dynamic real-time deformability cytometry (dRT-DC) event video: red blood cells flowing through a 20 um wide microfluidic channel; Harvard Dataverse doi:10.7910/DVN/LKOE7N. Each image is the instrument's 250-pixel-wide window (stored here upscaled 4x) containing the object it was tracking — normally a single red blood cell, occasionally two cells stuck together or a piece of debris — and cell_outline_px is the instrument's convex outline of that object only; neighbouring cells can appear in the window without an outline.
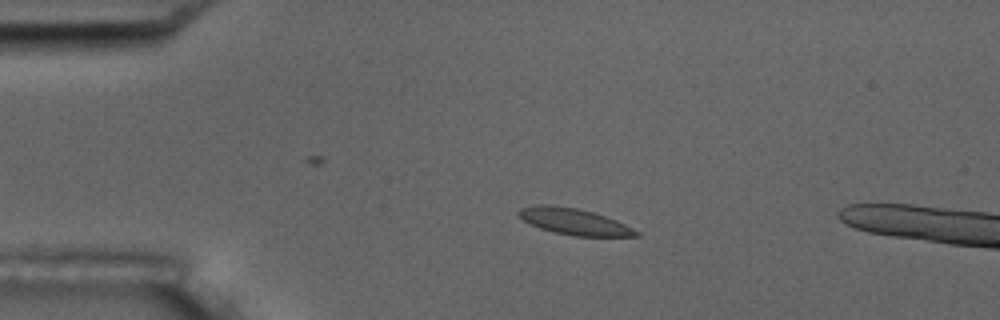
{"species": "common noctule bat (a hibernating species)", "species_latin": "Nyctalus noctula", "temperature_condition": "room temperature", "stored_images_in_passage": 6, "camera_frame_rate_fps": 3000, "um_per_image_px": 0.085, "animal": {"sex": "male", "body_mass_g": 17.5, "forearm_length_mm": 52.3}, "frame": {"image": 1, "passage_image": 4, "time_ms": 3.333, "image_size_px": [1000, 320], "cell_outline_px": [[640, 236], [576, 236], [556, 232], [540, 228], [524, 220], [516, 212], [520, 208], [532, 204], [548, 204], [576, 208], [592, 212], [616, 220], [640, 232]], "centroid_in_image_um": [48.78, 18.82], "position_along_channel_um": 36.2, "area_um2": 17.8}}